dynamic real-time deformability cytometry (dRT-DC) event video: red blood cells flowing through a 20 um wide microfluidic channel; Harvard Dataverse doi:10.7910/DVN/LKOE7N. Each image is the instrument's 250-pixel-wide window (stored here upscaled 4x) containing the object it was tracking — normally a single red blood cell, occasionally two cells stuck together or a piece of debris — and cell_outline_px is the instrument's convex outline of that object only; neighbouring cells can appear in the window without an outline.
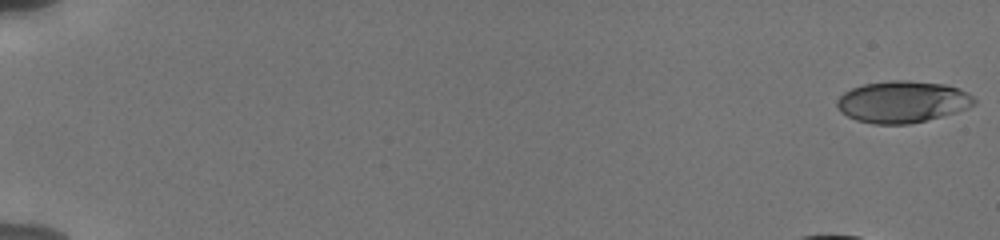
{"species": "human", "species_latin": "Homo sapiens", "temperature_condition": "cold", "stored_images_in_passage": 13, "camera_frame_rate_fps": 3000, "um_per_image_px": 0.085, "donor": {"sex": "male"}, "frame": {"image": 1, "passage_image": 1, "time_ms": 0.0, "image_size_px": [1000, 240], "cell_outline_px": [[976, 104], [968, 108], [956, 112], [908, 124], [876, 124], [856, 120], [840, 112], [836, 104], [836, 100], [844, 92], [852, 88], [864, 84], [888, 80], [904, 80], [944, 84], [960, 88], [968, 92], [976, 100]], "centroid_in_image_um": [76.71, 8.64], "position_along_channel_um": 8.3, "area_um2": 33.35}}